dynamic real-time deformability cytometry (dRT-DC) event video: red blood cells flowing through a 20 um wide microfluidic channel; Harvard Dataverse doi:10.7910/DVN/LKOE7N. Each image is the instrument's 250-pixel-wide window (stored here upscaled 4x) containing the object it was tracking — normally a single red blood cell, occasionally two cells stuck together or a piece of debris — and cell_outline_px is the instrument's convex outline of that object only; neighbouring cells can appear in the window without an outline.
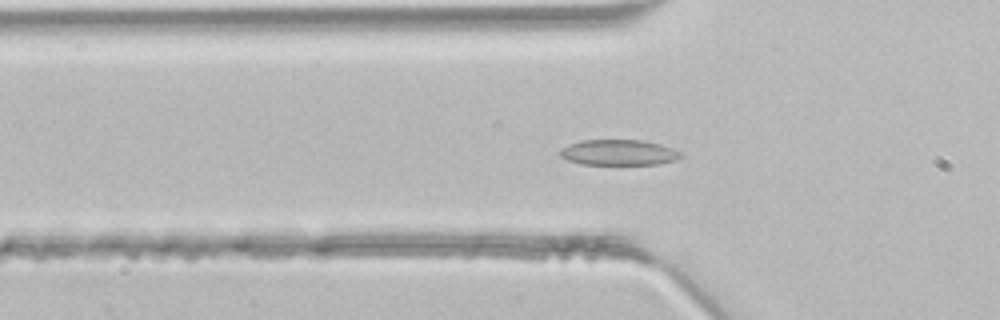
{"species": "common noctule bat (a hibernating species)", "species_latin": "Nyctalus noctula", "temperature_condition": "room temperature", "stored_images_in_passage": 45, "camera_frame_rate_fps": 3000, "um_per_image_px": 0.085, "animal": {"sex": "male", "body_mass_g": 21.5, "forearm_length_mm": 52.0}, "frame": {"image": 1, "passage_image": 14, "time_ms": 4.333, "image_size_px": [1000, 320], "cell_outline_px": [[684, 156], [676, 160], [660, 164], [580, 164], [568, 160], [560, 156], [560, 152], [568, 144], [580, 140], [644, 140], [660, 144], [672, 148], [680, 152]], "centroid_in_image_um": [52.62, 12.96], "position_along_channel_um": 73.2, "area_um2": 18.03}}
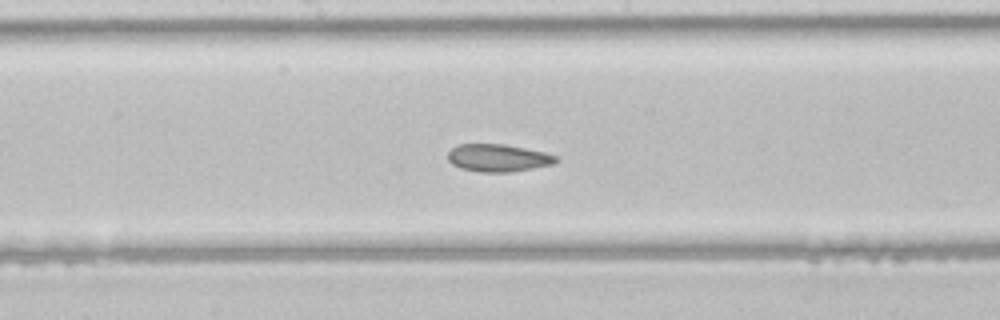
{"frame": {"image": 2, "passage_image": 23, "time_ms": 7.333, "image_size_px": [1000, 320], "cell_outline_px": [[560, 160], [552, 164], [532, 168], [508, 172], [480, 172], [460, 168], [452, 164], [448, 160], [448, 152], [456, 144], [504, 144], [544, 152], [556, 156]], "centroid_in_image_um": [42.31, 13.42], "position_along_channel_um": 205.9, "area_um2": 17.28}}
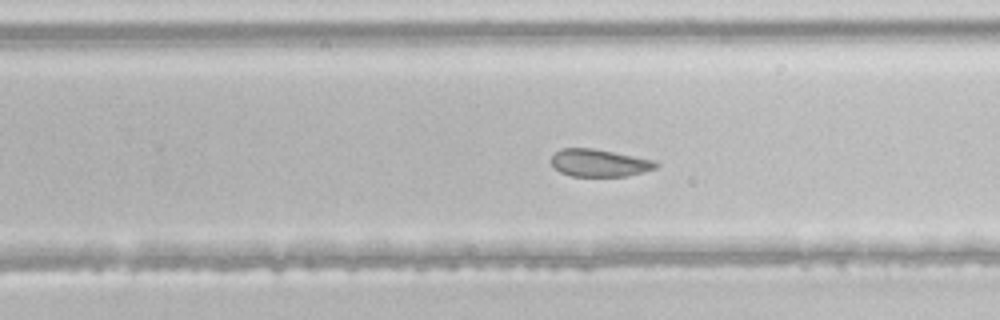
{"frame": {"image": 3, "passage_image": 28, "time_ms": 9.0, "image_size_px": [1000, 320], "cell_outline_px": [[660, 164], [656, 168], [644, 172], [628, 176], [572, 176], [560, 172], [552, 164], [552, 156], [560, 148], [592, 148], [656, 160]], "centroid_in_image_um": [50.98, 13.85], "position_along_channel_um": 278.8, "area_um2": 16.76}}